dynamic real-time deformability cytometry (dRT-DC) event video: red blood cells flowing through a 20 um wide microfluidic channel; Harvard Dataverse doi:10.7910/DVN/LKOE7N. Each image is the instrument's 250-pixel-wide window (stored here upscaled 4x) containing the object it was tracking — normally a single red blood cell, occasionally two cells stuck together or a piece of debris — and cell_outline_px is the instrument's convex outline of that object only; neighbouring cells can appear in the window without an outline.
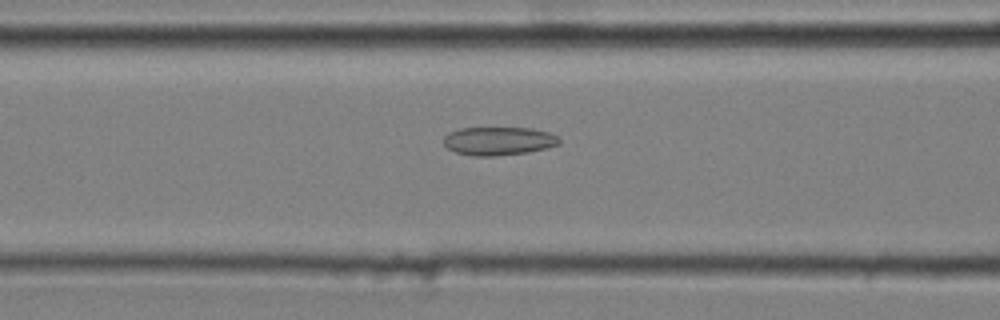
{"species": "common noctule bat (a hibernating species)", "species_latin": "Nyctalus noctula", "temperature_condition": "cold", "stored_images_in_passage": 49, "camera_frame_rate_fps": 3000, "um_per_image_px": 0.085, "animal": {"sex": "male", "body_mass_g": 20.4}, "frame": {"image": 1, "passage_image": 22, "time_ms": 7.0, "image_size_px": [1000, 320], "cell_outline_px": [[560, 144], [528, 152], [496, 156], [472, 156], [456, 152], [448, 148], [444, 144], [444, 136], [448, 132], [460, 128], [532, 128], [548, 132], [560, 136]], "centroid_in_image_um": [42.38, 11.98], "position_along_channel_um": 124.2, "area_um2": 19.19}}
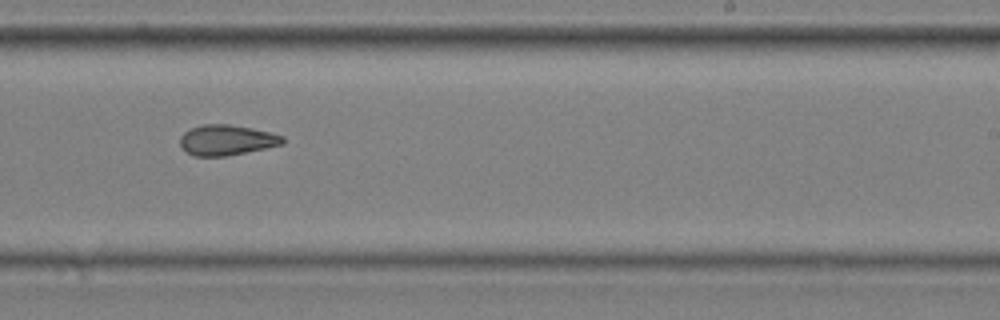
{"frame": {"image": 2, "passage_image": 34, "time_ms": 11.0, "image_size_px": [1000, 320], "cell_outline_px": [[284, 144], [224, 156], [196, 156], [180, 148], [180, 136], [184, 132], [192, 128], [204, 124], [228, 124], [252, 128], [284, 136]], "centroid_in_image_um": [19.24, 11.9], "position_along_channel_um": 269.8, "area_um2": 17.98}}
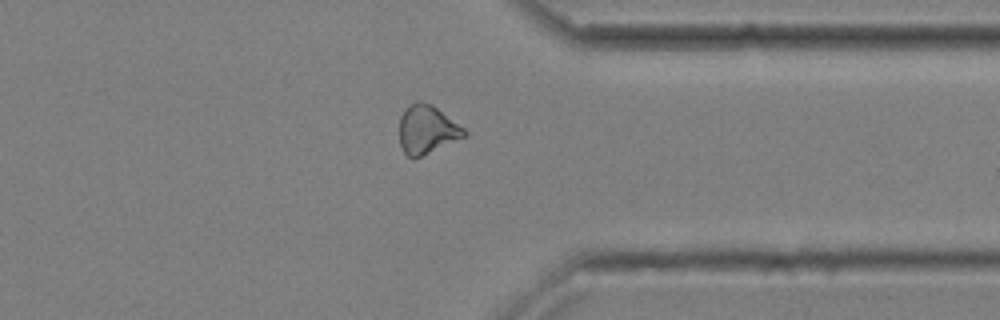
{"frame": {"image": 3, "passage_image": 43, "time_ms": 14.0, "image_size_px": [1000, 320], "cell_outline_px": [[468, 136], [412, 160], [404, 152], [400, 144], [400, 116], [408, 104], [416, 100], [420, 100], [432, 104], [464, 128], [468, 132]], "centroid_in_image_um": [36.3, 11.0], "position_along_channel_um": 375.1, "area_um2": 18.61}, "authors_computed_cell_mechanics": {"area_um2": 19.2474, "velocity_mm_per_s": 3.6457, "shape_relaxation_time_tau1_ms": null, "shape_relaxation_time_tau2_ms": 3.2935, "deformation_change_tau1": null, "deformation_change_tau2": 0.0952}}